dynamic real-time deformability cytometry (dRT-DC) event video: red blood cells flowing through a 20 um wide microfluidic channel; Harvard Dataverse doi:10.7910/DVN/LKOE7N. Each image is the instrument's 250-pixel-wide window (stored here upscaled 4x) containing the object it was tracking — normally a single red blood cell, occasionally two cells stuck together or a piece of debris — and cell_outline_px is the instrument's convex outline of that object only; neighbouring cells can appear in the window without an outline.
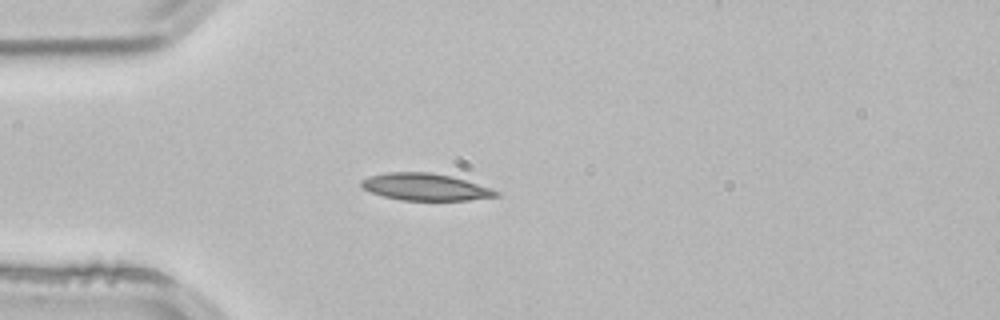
{"species": "common noctule bat (a hibernating species)", "species_latin": "Nyctalus noctula", "temperature_condition": "room temperature", "stored_images_in_passage": 1, "camera_frame_rate_fps": 3000, "um_per_image_px": 0.085, "animal": {"sex": "male", "body_mass_g": 21.5, "forearm_length_mm": 52.0}, "frame": {"image": 1, "passage_image": 1, "time_ms": 0.0, "image_size_px": [1000, 320], "cell_outline_px": [[500, 196], [468, 200], [400, 200], [384, 196], [372, 192], [364, 188], [360, 184], [360, 180], [368, 176], [388, 172], [432, 172], [452, 176], [492, 188], [500, 192]], "centroid_in_image_um": [36.17, 15.88], "position_along_channel_um": 48.8, "area_um2": 21.27}}